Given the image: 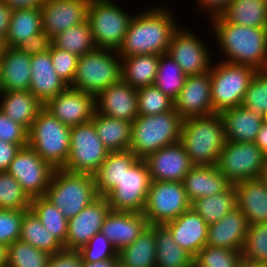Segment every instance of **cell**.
Masks as SVG:
<instances>
[{
    "label": "cell",
    "instance_id": "obj_25",
    "mask_svg": "<svg viewBox=\"0 0 267 267\" xmlns=\"http://www.w3.org/2000/svg\"><path fill=\"white\" fill-rule=\"evenodd\" d=\"M31 48L5 47L0 60L3 91L29 90L31 83Z\"/></svg>",
    "mask_w": 267,
    "mask_h": 267
},
{
    "label": "cell",
    "instance_id": "obj_18",
    "mask_svg": "<svg viewBox=\"0 0 267 267\" xmlns=\"http://www.w3.org/2000/svg\"><path fill=\"white\" fill-rule=\"evenodd\" d=\"M44 108L69 127L92 120L95 97L68 86L62 93L49 99Z\"/></svg>",
    "mask_w": 267,
    "mask_h": 267
},
{
    "label": "cell",
    "instance_id": "obj_34",
    "mask_svg": "<svg viewBox=\"0 0 267 267\" xmlns=\"http://www.w3.org/2000/svg\"><path fill=\"white\" fill-rule=\"evenodd\" d=\"M122 267H156L154 225H149L129 246L117 253Z\"/></svg>",
    "mask_w": 267,
    "mask_h": 267
},
{
    "label": "cell",
    "instance_id": "obj_12",
    "mask_svg": "<svg viewBox=\"0 0 267 267\" xmlns=\"http://www.w3.org/2000/svg\"><path fill=\"white\" fill-rule=\"evenodd\" d=\"M190 208L183 182L151 181L143 215L149 225H165Z\"/></svg>",
    "mask_w": 267,
    "mask_h": 267
},
{
    "label": "cell",
    "instance_id": "obj_19",
    "mask_svg": "<svg viewBox=\"0 0 267 267\" xmlns=\"http://www.w3.org/2000/svg\"><path fill=\"white\" fill-rule=\"evenodd\" d=\"M174 109L183 119L215 113L211 101V69L186 77L184 86L174 100Z\"/></svg>",
    "mask_w": 267,
    "mask_h": 267
},
{
    "label": "cell",
    "instance_id": "obj_28",
    "mask_svg": "<svg viewBox=\"0 0 267 267\" xmlns=\"http://www.w3.org/2000/svg\"><path fill=\"white\" fill-rule=\"evenodd\" d=\"M183 185L192 203L196 199L223 192L230 183L216 165H194L185 175Z\"/></svg>",
    "mask_w": 267,
    "mask_h": 267
},
{
    "label": "cell",
    "instance_id": "obj_16",
    "mask_svg": "<svg viewBox=\"0 0 267 267\" xmlns=\"http://www.w3.org/2000/svg\"><path fill=\"white\" fill-rule=\"evenodd\" d=\"M90 0H46L41 6L42 29L46 42L69 27L87 21Z\"/></svg>",
    "mask_w": 267,
    "mask_h": 267
},
{
    "label": "cell",
    "instance_id": "obj_58",
    "mask_svg": "<svg viewBox=\"0 0 267 267\" xmlns=\"http://www.w3.org/2000/svg\"><path fill=\"white\" fill-rule=\"evenodd\" d=\"M254 143L262 150L267 157V124L263 123L261 129L256 135Z\"/></svg>",
    "mask_w": 267,
    "mask_h": 267
},
{
    "label": "cell",
    "instance_id": "obj_3",
    "mask_svg": "<svg viewBox=\"0 0 267 267\" xmlns=\"http://www.w3.org/2000/svg\"><path fill=\"white\" fill-rule=\"evenodd\" d=\"M180 142L193 165H217L226 142L220 114L183 119Z\"/></svg>",
    "mask_w": 267,
    "mask_h": 267
},
{
    "label": "cell",
    "instance_id": "obj_5",
    "mask_svg": "<svg viewBox=\"0 0 267 267\" xmlns=\"http://www.w3.org/2000/svg\"><path fill=\"white\" fill-rule=\"evenodd\" d=\"M67 218L80 211L99 197L94 176L56 169L44 195Z\"/></svg>",
    "mask_w": 267,
    "mask_h": 267
},
{
    "label": "cell",
    "instance_id": "obj_39",
    "mask_svg": "<svg viewBox=\"0 0 267 267\" xmlns=\"http://www.w3.org/2000/svg\"><path fill=\"white\" fill-rule=\"evenodd\" d=\"M19 239L51 255L64 250L63 245L45 229L30 209L23 215Z\"/></svg>",
    "mask_w": 267,
    "mask_h": 267
},
{
    "label": "cell",
    "instance_id": "obj_4",
    "mask_svg": "<svg viewBox=\"0 0 267 267\" xmlns=\"http://www.w3.org/2000/svg\"><path fill=\"white\" fill-rule=\"evenodd\" d=\"M183 118L169 110L155 115H139L132 122L130 150L145 159L159 149L177 143L181 139Z\"/></svg>",
    "mask_w": 267,
    "mask_h": 267
},
{
    "label": "cell",
    "instance_id": "obj_41",
    "mask_svg": "<svg viewBox=\"0 0 267 267\" xmlns=\"http://www.w3.org/2000/svg\"><path fill=\"white\" fill-rule=\"evenodd\" d=\"M50 42L55 47L79 57L97 48L88 21L69 27L53 37Z\"/></svg>",
    "mask_w": 267,
    "mask_h": 267
},
{
    "label": "cell",
    "instance_id": "obj_21",
    "mask_svg": "<svg viewBox=\"0 0 267 267\" xmlns=\"http://www.w3.org/2000/svg\"><path fill=\"white\" fill-rule=\"evenodd\" d=\"M144 160L151 181L183 182L185 175L194 166L180 141L149 154Z\"/></svg>",
    "mask_w": 267,
    "mask_h": 267
},
{
    "label": "cell",
    "instance_id": "obj_44",
    "mask_svg": "<svg viewBox=\"0 0 267 267\" xmlns=\"http://www.w3.org/2000/svg\"><path fill=\"white\" fill-rule=\"evenodd\" d=\"M31 198L7 171L0 172V209L29 210Z\"/></svg>",
    "mask_w": 267,
    "mask_h": 267
},
{
    "label": "cell",
    "instance_id": "obj_57",
    "mask_svg": "<svg viewBox=\"0 0 267 267\" xmlns=\"http://www.w3.org/2000/svg\"><path fill=\"white\" fill-rule=\"evenodd\" d=\"M8 4L12 10L41 8L46 0H1Z\"/></svg>",
    "mask_w": 267,
    "mask_h": 267
},
{
    "label": "cell",
    "instance_id": "obj_47",
    "mask_svg": "<svg viewBox=\"0 0 267 267\" xmlns=\"http://www.w3.org/2000/svg\"><path fill=\"white\" fill-rule=\"evenodd\" d=\"M241 254L242 261L267 262V223L249 225Z\"/></svg>",
    "mask_w": 267,
    "mask_h": 267
},
{
    "label": "cell",
    "instance_id": "obj_22",
    "mask_svg": "<svg viewBox=\"0 0 267 267\" xmlns=\"http://www.w3.org/2000/svg\"><path fill=\"white\" fill-rule=\"evenodd\" d=\"M95 111L104 116L132 123L139 116L137 89L123 79L111 84L95 97Z\"/></svg>",
    "mask_w": 267,
    "mask_h": 267
},
{
    "label": "cell",
    "instance_id": "obj_23",
    "mask_svg": "<svg viewBox=\"0 0 267 267\" xmlns=\"http://www.w3.org/2000/svg\"><path fill=\"white\" fill-rule=\"evenodd\" d=\"M45 43L41 8L13 10L9 30L4 39L5 47L35 48Z\"/></svg>",
    "mask_w": 267,
    "mask_h": 267
},
{
    "label": "cell",
    "instance_id": "obj_52",
    "mask_svg": "<svg viewBox=\"0 0 267 267\" xmlns=\"http://www.w3.org/2000/svg\"><path fill=\"white\" fill-rule=\"evenodd\" d=\"M0 140L8 143L19 144L21 147L28 145V130L21 124L11 120L1 110Z\"/></svg>",
    "mask_w": 267,
    "mask_h": 267
},
{
    "label": "cell",
    "instance_id": "obj_42",
    "mask_svg": "<svg viewBox=\"0 0 267 267\" xmlns=\"http://www.w3.org/2000/svg\"><path fill=\"white\" fill-rule=\"evenodd\" d=\"M186 77L178 63L168 53L159 55L154 86L175 100L184 86Z\"/></svg>",
    "mask_w": 267,
    "mask_h": 267
},
{
    "label": "cell",
    "instance_id": "obj_50",
    "mask_svg": "<svg viewBox=\"0 0 267 267\" xmlns=\"http://www.w3.org/2000/svg\"><path fill=\"white\" fill-rule=\"evenodd\" d=\"M50 51L53 68L69 86L72 84L79 56L55 47L50 41L44 44Z\"/></svg>",
    "mask_w": 267,
    "mask_h": 267
},
{
    "label": "cell",
    "instance_id": "obj_26",
    "mask_svg": "<svg viewBox=\"0 0 267 267\" xmlns=\"http://www.w3.org/2000/svg\"><path fill=\"white\" fill-rule=\"evenodd\" d=\"M248 227V220L242 211L235 207L221 220L208 225L206 245L241 251Z\"/></svg>",
    "mask_w": 267,
    "mask_h": 267
},
{
    "label": "cell",
    "instance_id": "obj_7",
    "mask_svg": "<svg viewBox=\"0 0 267 267\" xmlns=\"http://www.w3.org/2000/svg\"><path fill=\"white\" fill-rule=\"evenodd\" d=\"M70 135L71 127L43 107L28 130V146L55 169H62L69 157Z\"/></svg>",
    "mask_w": 267,
    "mask_h": 267
},
{
    "label": "cell",
    "instance_id": "obj_14",
    "mask_svg": "<svg viewBox=\"0 0 267 267\" xmlns=\"http://www.w3.org/2000/svg\"><path fill=\"white\" fill-rule=\"evenodd\" d=\"M56 169L28 145L21 147L9 165L10 173L32 199L44 196Z\"/></svg>",
    "mask_w": 267,
    "mask_h": 267
},
{
    "label": "cell",
    "instance_id": "obj_54",
    "mask_svg": "<svg viewBox=\"0 0 267 267\" xmlns=\"http://www.w3.org/2000/svg\"><path fill=\"white\" fill-rule=\"evenodd\" d=\"M197 7L201 8V11L206 10V13H208L209 19L212 17L221 15L226 8L229 6V4L232 2V0H196Z\"/></svg>",
    "mask_w": 267,
    "mask_h": 267
},
{
    "label": "cell",
    "instance_id": "obj_40",
    "mask_svg": "<svg viewBox=\"0 0 267 267\" xmlns=\"http://www.w3.org/2000/svg\"><path fill=\"white\" fill-rule=\"evenodd\" d=\"M29 209L37 216L45 229L64 245L68 232V219L63 213L45 196L32 198Z\"/></svg>",
    "mask_w": 267,
    "mask_h": 267
},
{
    "label": "cell",
    "instance_id": "obj_63",
    "mask_svg": "<svg viewBox=\"0 0 267 267\" xmlns=\"http://www.w3.org/2000/svg\"><path fill=\"white\" fill-rule=\"evenodd\" d=\"M4 49H5L4 40L0 39V60H1V57L3 55Z\"/></svg>",
    "mask_w": 267,
    "mask_h": 267
},
{
    "label": "cell",
    "instance_id": "obj_29",
    "mask_svg": "<svg viewBox=\"0 0 267 267\" xmlns=\"http://www.w3.org/2000/svg\"><path fill=\"white\" fill-rule=\"evenodd\" d=\"M223 121L226 141L254 142L263 124L262 115L242 105L219 113Z\"/></svg>",
    "mask_w": 267,
    "mask_h": 267
},
{
    "label": "cell",
    "instance_id": "obj_53",
    "mask_svg": "<svg viewBox=\"0 0 267 267\" xmlns=\"http://www.w3.org/2000/svg\"><path fill=\"white\" fill-rule=\"evenodd\" d=\"M47 267H82L78 251L63 250L51 256Z\"/></svg>",
    "mask_w": 267,
    "mask_h": 267
},
{
    "label": "cell",
    "instance_id": "obj_65",
    "mask_svg": "<svg viewBox=\"0 0 267 267\" xmlns=\"http://www.w3.org/2000/svg\"><path fill=\"white\" fill-rule=\"evenodd\" d=\"M3 92L2 87H1V80H0V94Z\"/></svg>",
    "mask_w": 267,
    "mask_h": 267
},
{
    "label": "cell",
    "instance_id": "obj_8",
    "mask_svg": "<svg viewBox=\"0 0 267 267\" xmlns=\"http://www.w3.org/2000/svg\"><path fill=\"white\" fill-rule=\"evenodd\" d=\"M257 70L220 61L211 66V101L215 113L242 105L249 83Z\"/></svg>",
    "mask_w": 267,
    "mask_h": 267
},
{
    "label": "cell",
    "instance_id": "obj_17",
    "mask_svg": "<svg viewBox=\"0 0 267 267\" xmlns=\"http://www.w3.org/2000/svg\"><path fill=\"white\" fill-rule=\"evenodd\" d=\"M111 211L105 196H99L75 217L68 219V232L64 250L78 251L97 233Z\"/></svg>",
    "mask_w": 267,
    "mask_h": 267
},
{
    "label": "cell",
    "instance_id": "obj_49",
    "mask_svg": "<svg viewBox=\"0 0 267 267\" xmlns=\"http://www.w3.org/2000/svg\"><path fill=\"white\" fill-rule=\"evenodd\" d=\"M82 262H98L117 257V250L101 233L95 234L85 246L78 250Z\"/></svg>",
    "mask_w": 267,
    "mask_h": 267
},
{
    "label": "cell",
    "instance_id": "obj_48",
    "mask_svg": "<svg viewBox=\"0 0 267 267\" xmlns=\"http://www.w3.org/2000/svg\"><path fill=\"white\" fill-rule=\"evenodd\" d=\"M242 106L262 115L267 109V70L257 71L245 93Z\"/></svg>",
    "mask_w": 267,
    "mask_h": 267
},
{
    "label": "cell",
    "instance_id": "obj_32",
    "mask_svg": "<svg viewBox=\"0 0 267 267\" xmlns=\"http://www.w3.org/2000/svg\"><path fill=\"white\" fill-rule=\"evenodd\" d=\"M139 158L130 150L109 152L106 160L93 174L99 196H105Z\"/></svg>",
    "mask_w": 267,
    "mask_h": 267
},
{
    "label": "cell",
    "instance_id": "obj_6",
    "mask_svg": "<svg viewBox=\"0 0 267 267\" xmlns=\"http://www.w3.org/2000/svg\"><path fill=\"white\" fill-rule=\"evenodd\" d=\"M122 79V59L116 50L96 48L78 58L70 87L96 97Z\"/></svg>",
    "mask_w": 267,
    "mask_h": 267
},
{
    "label": "cell",
    "instance_id": "obj_30",
    "mask_svg": "<svg viewBox=\"0 0 267 267\" xmlns=\"http://www.w3.org/2000/svg\"><path fill=\"white\" fill-rule=\"evenodd\" d=\"M237 207L249 225L267 223V189L260 178L234 185Z\"/></svg>",
    "mask_w": 267,
    "mask_h": 267
},
{
    "label": "cell",
    "instance_id": "obj_13",
    "mask_svg": "<svg viewBox=\"0 0 267 267\" xmlns=\"http://www.w3.org/2000/svg\"><path fill=\"white\" fill-rule=\"evenodd\" d=\"M151 179L144 159H139L106 195L112 211L143 213Z\"/></svg>",
    "mask_w": 267,
    "mask_h": 267
},
{
    "label": "cell",
    "instance_id": "obj_62",
    "mask_svg": "<svg viewBox=\"0 0 267 267\" xmlns=\"http://www.w3.org/2000/svg\"><path fill=\"white\" fill-rule=\"evenodd\" d=\"M260 179L264 183L266 189H267V166L266 168L262 171V174L260 175Z\"/></svg>",
    "mask_w": 267,
    "mask_h": 267
},
{
    "label": "cell",
    "instance_id": "obj_46",
    "mask_svg": "<svg viewBox=\"0 0 267 267\" xmlns=\"http://www.w3.org/2000/svg\"><path fill=\"white\" fill-rule=\"evenodd\" d=\"M138 115H155L174 109V100L156 86L137 89Z\"/></svg>",
    "mask_w": 267,
    "mask_h": 267
},
{
    "label": "cell",
    "instance_id": "obj_35",
    "mask_svg": "<svg viewBox=\"0 0 267 267\" xmlns=\"http://www.w3.org/2000/svg\"><path fill=\"white\" fill-rule=\"evenodd\" d=\"M156 267H194V257L181 248L165 225H154Z\"/></svg>",
    "mask_w": 267,
    "mask_h": 267
},
{
    "label": "cell",
    "instance_id": "obj_2",
    "mask_svg": "<svg viewBox=\"0 0 267 267\" xmlns=\"http://www.w3.org/2000/svg\"><path fill=\"white\" fill-rule=\"evenodd\" d=\"M222 61L267 70V28L228 22L222 15L210 19Z\"/></svg>",
    "mask_w": 267,
    "mask_h": 267
},
{
    "label": "cell",
    "instance_id": "obj_36",
    "mask_svg": "<svg viewBox=\"0 0 267 267\" xmlns=\"http://www.w3.org/2000/svg\"><path fill=\"white\" fill-rule=\"evenodd\" d=\"M122 59V79L131 87L139 89L154 84L159 55H136Z\"/></svg>",
    "mask_w": 267,
    "mask_h": 267
},
{
    "label": "cell",
    "instance_id": "obj_51",
    "mask_svg": "<svg viewBox=\"0 0 267 267\" xmlns=\"http://www.w3.org/2000/svg\"><path fill=\"white\" fill-rule=\"evenodd\" d=\"M26 211L0 209V243L9 246L20 238L22 219Z\"/></svg>",
    "mask_w": 267,
    "mask_h": 267
},
{
    "label": "cell",
    "instance_id": "obj_45",
    "mask_svg": "<svg viewBox=\"0 0 267 267\" xmlns=\"http://www.w3.org/2000/svg\"><path fill=\"white\" fill-rule=\"evenodd\" d=\"M240 250L206 245L194 257V267H241Z\"/></svg>",
    "mask_w": 267,
    "mask_h": 267
},
{
    "label": "cell",
    "instance_id": "obj_43",
    "mask_svg": "<svg viewBox=\"0 0 267 267\" xmlns=\"http://www.w3.org/2000/svg\"><path fill=\"white\" fill-rule=\"evenodd\" d=\"M51 254L18 239L8 246L7 267H47Z\"/></svg>",
    "mask_w": 267,
    "mask_h": 267
},
{
    "label": "cell",
    "instance_id": "obj_15",
    "mask_svg": "<svg viewBox=\"0 0 267 267\" xmlns=\"http://www.w3.org/2000/svg\"><path fill=\"white\" fill-rule=\"evenodd\" d=\"M180 26L174 31L168 54L178 63L186 76L197 75L211 69L213 59L209 47L196 34Z\"/></svg>",
    "mask_w": 267,
    "mask_h": 267
},
{
    "label": "cell",
    "instance_id": "obj_37",
    "mask_svg": "<svg viewBox=\"0 0 267 267\" xmlns=\"http://www.w3.org/2000/svg\"><path fill=\"white\" fill-rule=\"evenodd\" d=\"M221 15L237 25L267 28V5L263 0H232Z\"/></svg>",
    "mask_w": 267,
    "mask_h": 267
},
{
    "label": "cell",
    "instance_id": "obj_59",
    "mask_svg": "<svg viewBox=\"0 0 267 267\" xmlns=\"http://www.w3.org/2000/svg\"><path fill=\"white\" fill-rule=\"evenodd\" d=\"M118 258L107 259L98 262H82V267H118Z\"/></svg>",
    "mask_w": 267,
    "mask_h": 267
},
{
    "label": "cell",
    "instance_id": "obj_55",
    "mask_svg": "<svg viewBox=\"0 0 267 267\" xmlns=\"http://www.w3.org/2000/svg\"><path fill=\"white\" fill-rule=\"evenodd\" d=\"M19 144L0 140V172L7 171L16 153L20 150Z\"/></svg>",
    "mask_w": 267,
    "mask_h": 267
},
{
    "label": "cell",
    "instance_id": "obj_33",
    "mask_svg": "<svg viewBox=\"0 0 267 267\" xmlns=\"http://www.w3.org/2000/svg\"><path fill=\"white\" fill-rule=\"evenodd\" d=\"M92 121L97 135L109 152L130 149L132 123L116 119L94 111Z\"/></svg>",
    "mask_w": 267,
    "mask_h": 267
},
{
    "label": "cell",
    "instance_id": "obj_56",
    "mask_svg": "<svg viewBox=\"0 0 267 267\" xmlns=\"http://www.w3.org/2000/svg\"><path fill=\"white\" fill-rule=\"evenodd\" d=\"M13 10L8 4L0 0V39L7 36Z\"/></svg>",
    "mask_w": 267,
    "mask_h": 267
},
{
    "label": "cell",
    "instance_id": "obj_31",
    "mask_svg": "<svg viewBox=\"0 0 267 267\" xmlns=\"http://www.w3.org/2000/svg\"><path fill=\"white\" fill-rule=\"evenodd\" d=\"M0 96V110L27 130L44 107L29 90L3 91Z\"/></svg>",
    "mask_w": 267,
    "mask_h": 267
},
{
    "label": "cell",
    "instance_id": "obj_10",
    "mask_svg": "<svg viewBox=\"0 0 267 267\" xmlns=\"http://www.w3.org/2000/svg\"><path fill=\"white\" fill-rule=\"evenodd\" d=\"M218 170L231 185L260 178L267 157L254 142L226 141L217 161Z\"/></svg>",
    "mask_w": 267,
    "mask_h": 267
},
{
    "label": "cell",
    "instance_id": "obj_27",
    "mask_svg": "<svg viewBox=\"0 0 267 267\" xmlns=\"http://www.w3.org/2000/svg\"><path fill=\"white\" fill-rule=\"evenodd\" d=\"M165 226L174 241L193 257L206 246L208 224L192 207Z\"/></svg>",
    "mask_w": 267,
    "mask_h": 267
},
{
    "label": "cell",
    "instance_id": "obj_20",
    "mask_svg": "<svg viewBox=\"0 0 267 267\" xmlns=\"http://www.w3.org/2000/svg\"><path fill=\"white\" fill-rule=\"evenodd\" d=\"M31 83L29 91L42 103L62 93L69 85L53 68L49 49L31 48Z\"/></svg>",
    "mask_w": 267,
    "mask_h": 267
},
{
    "label": "cell",
    "instance_id": "obj_1",
    "mask_svg": "<svg viewBox=\"0 0 267 267\" xmlns=\"http://www.w3.org/2000/svg\"><path fill=\"white\" fill-rule=\"evenodd\" d=\"M169 10L161 5L134 15L117 50L120 57L167 53L172 35L179 27Z\"/></svg>",
    "mask_w": 267,
    "mask_h": 267
},
{
    "label": "cell",
    "instance_id": "obj_64",
    "mask_svg": "<svg viewBox=\"0 0 267 267\" xmlns=\"http://www.w3.org/2000/svg\"><path fill=\"white\" fill-rule=\"evenodd\" d=\"M262 121L263 123L267 124V109L262 112Z\"/></svg>",
    "mask_w": 267,
    "mask_h": 267
},
{
    "label": "cell",
    "instance_id": "obj_60",
    "mask_svg": "<svg viewBox=\"0 0 267 267\" xmlns=\"http://www.w3.org/2000/svg\"><path fill=\"white\" fill-rule=\"evenodd\" d=\"M8 246L0 243V267H7Z\"/></svg>",
    "mask_w": 267,
    "mask_h": 267
},
{
    "label": "cell",
    "instance_id": "obj_9",
    "mask_svg": "<svg viewBox=\"0 0 267 267\" xmlns=\"http://www.w3.org/2000/svg\"><path fill=\"white\" fill-rule=\"evenodd\" d=\"M132 17L113 0H90L87 21L96 47L117 51Z\"/></svg>",
    "mask_w": 267,
    "mask_h": 267
},
{
    "label": "cell",
    "instance_id": "obj_24",
    "mask_svg": "<svg viewBox=\"0 0 267 267\" xmlns=\"http://www.w3.org/2000/svg\"><path fill=\"white\" fill-rule=\"evenodd\" d=\"M149 226L143 213L110 211L106 216L101 233L117 250L129 246Z\"/></svg>",
    "mask_w": 267,
    "mask_h": 267
},
{
    "label": "cell",
    "instance_id": "obj_38",
    "mask_svg": "<svg viewBox=\"0 0 267 267\" xmlns=\"http://www.w3.org/2000/svg\"><path fill=\"white\" fill-rule=\"evenodd\" d=\"M191 207L208 225L216 223L237 207L235 187L230 184L221 193L196 199L191 203Z\"/></svg>",
    "mask_w": 267,
    "mask_h": 267
},
{
    "label": "cell",
    "instance_id": "obj_11",
    "mask_svg": "<svg viewBox=\"0 0 267 267\" xmlns=\"http://www.w3.org/2000/svg\"><path fill=\"white\" fill-rule=\"evenodd\" d=\"M108 154L109 150L97 135L94 122L91 120L71 127L69 157L62 169L93 175Z\"/></svg>",
    "mask_w": 267,
    "mask_h": 267
},
{
    "label": "cell",
    "instance_id": "obj_61",
    "mask_svg": "<svg viewBox=\"0 0 267 267\" xmlns=\"http://www.w3.org/2000/svg\"><path fill=\"white\" fill-rule=\"evenodd\" d=\"M241 267H267V262L242 261Z\"/></svg>",
    "mask_w": 267,
    "mask_h": 267
}]
</instances>
